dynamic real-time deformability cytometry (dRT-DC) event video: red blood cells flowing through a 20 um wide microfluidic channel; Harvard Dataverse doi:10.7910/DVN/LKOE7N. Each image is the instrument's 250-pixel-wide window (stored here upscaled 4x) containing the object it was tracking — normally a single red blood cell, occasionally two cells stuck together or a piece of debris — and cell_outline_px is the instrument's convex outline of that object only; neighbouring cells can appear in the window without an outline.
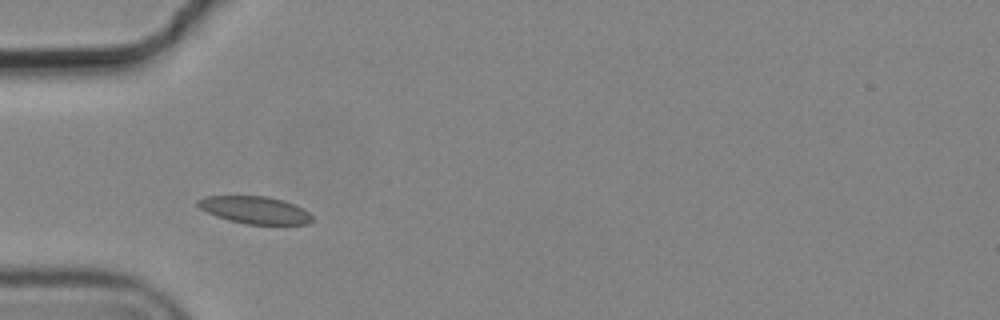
{"species": "common noctule bat (a hibernating species)", "species_latin": "Nyctalus noctula", "temperature_condition": "cold", "stored_images_in_passage": 2, "camera_frame_rate_fps": 3000, "um_per_image_px": 0.085, "animal": {"sex": "male", "body_mass_g": 19.2, "forearm_length_mm": 51.8}, "frame": {"image": 1, "passage_image": 1, "time_ms": 0.0, "image_size_px": [1000, 320], "cell_outline_px": [[312, 220], [308, 224], [244, 224], [228, 220], [216, 216], [200, 208], [196, 204], [196, 200], [208, 196], [268, 196], [284, 200], [308, 212], [312, 216]], "centroid_in_image_um": [21.64, 17.85], "position_along_channel_um": 63.4, "area_um2": 18.09}}
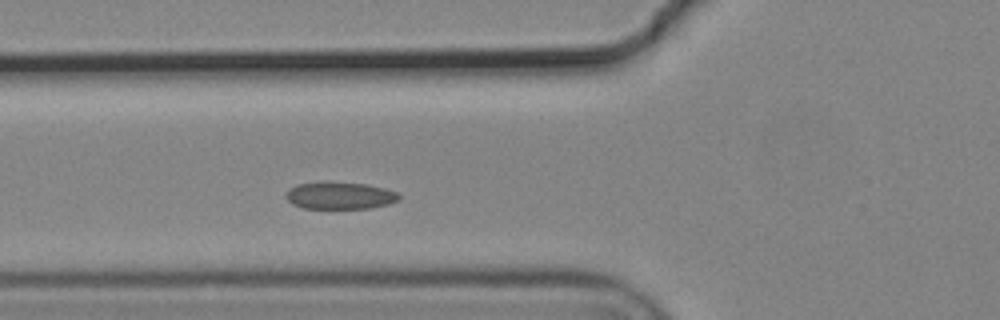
{"frame": {"image": 2, "passage_image": 2, "time_ms": 0.333, "image_size_px": [1000, 320], "cell_outline_px": [[400, 200], [388, 204], [368, 208], [304, 208], [292, 204], [284, 196], [288, 188], [296, 184], [320, 180], [324, 180], [368, 184], [384, 188], [396, 192], [400, 196]], "centroid_in_image_um": [28.83, 16.59], "position_along_channel_um": 97.0, "area_um2": 18.38}}